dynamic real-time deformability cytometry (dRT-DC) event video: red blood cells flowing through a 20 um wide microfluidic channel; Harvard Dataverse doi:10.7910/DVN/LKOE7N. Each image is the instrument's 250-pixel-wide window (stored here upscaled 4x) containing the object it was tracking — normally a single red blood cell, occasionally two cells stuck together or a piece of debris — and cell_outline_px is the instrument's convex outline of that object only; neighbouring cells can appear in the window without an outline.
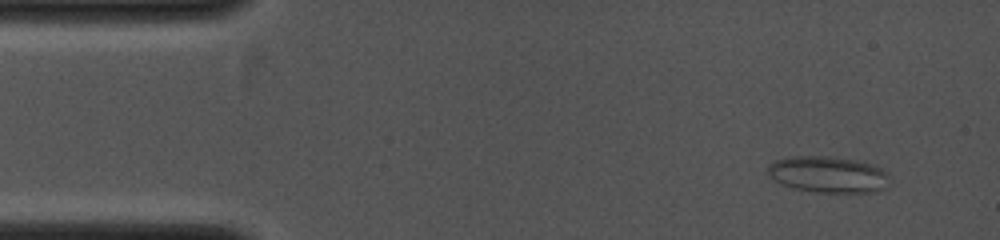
{"species": "common noctule bat (a hibernating species)", "species_latin": "Nyctalus noctula", "temperature_condition": "cold", "stored_images_in_passage": 4, "camera_frame_rate_fps": 4000, "um_per_image_px": 0.085, "animal": {"sex": "female", "body_mass_g": 19.0, "forearm_length_mm": 53.3}, "frame": {"image": 1, "passage_image": 1, "time_ms": 0.0, "image_size_px": [1000, 240], "cell_outline_px": [[892, 180], [884, 188], [876, 192], [816, 192], [796, 188], [784, 184], [776, 180], [768, 172], [768, 168], [776, 160], [788, 156], [828, 156], [856, 160], [872, 164], [888, 172]], "centroid_in_image_um": [70.48, 14.82], "position_along_channel_um": 14.5, "area_um2": 25.66}}
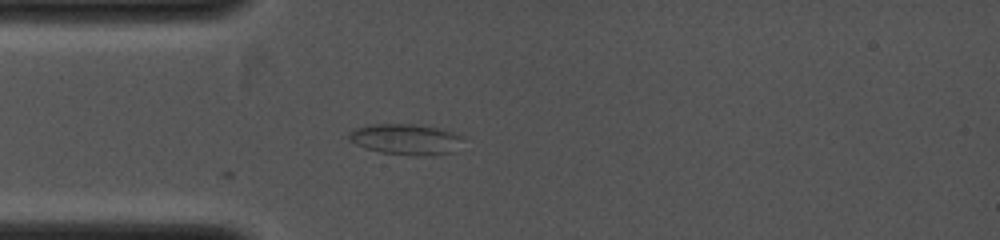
{"frame": {"image": 2, "passage_image": 4, "time_ms": 2.25, "image_size_px": [1000, 240], "cell_outline_px": [[464, 136], [452, 152], [424, 156], [416, 156], [380, 152], [356, 144], [348, 140], [348, 132], [356, 128], [372, 124], [416, 124], [440, 128]], "centroid_in_image_um": [34.47, 11.83], "position_along_channel_um": 50.5, "area_um2": 20.35}}